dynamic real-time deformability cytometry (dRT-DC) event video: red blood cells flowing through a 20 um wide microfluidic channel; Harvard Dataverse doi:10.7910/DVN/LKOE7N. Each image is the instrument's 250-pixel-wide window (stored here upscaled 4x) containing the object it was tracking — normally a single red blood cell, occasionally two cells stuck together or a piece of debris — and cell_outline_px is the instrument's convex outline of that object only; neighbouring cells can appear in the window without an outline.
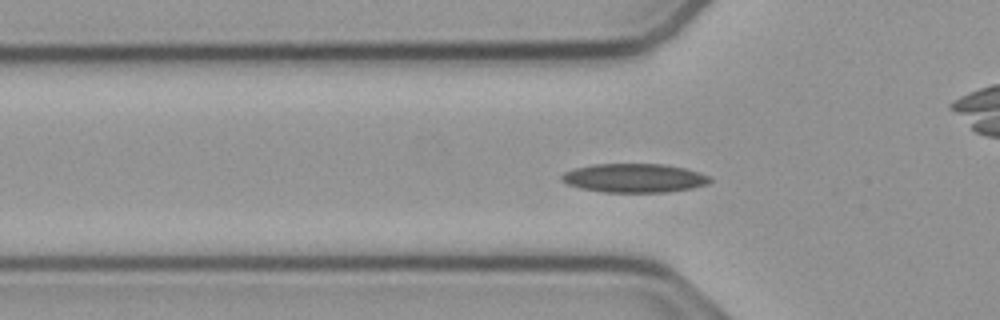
{"species": "common noctule bat (a hibernating species)", "species_latin": "Nyctalus noctula", "temperature_condition": "cold", "stored_images_in_passage": 54, "camera_frame_rate_fps": 3000, "um_per_image_px": 0.085, "animal": {"sex": "male", "body_mass_g": 23.1, "forearm_length_mm": 52.7}, "frame": {"image": 1, "passage_image": 16, "time_ms": 5.0, "image_size_px": [1000, 320], "cell_outline_px": [[712, 180], [708, 184], [692, 188], [668, 192], [604, 192], [580, 188], [568, 184], [560, 180], [560, 176], [564, 172], [572, 168], [592, 164], [664, 164], [684, 168], [708, 176]], "centroid_in_image_um": [53.86, 15.13], "position_along_channel_um": 71.9, "area_um2": 24.97}}
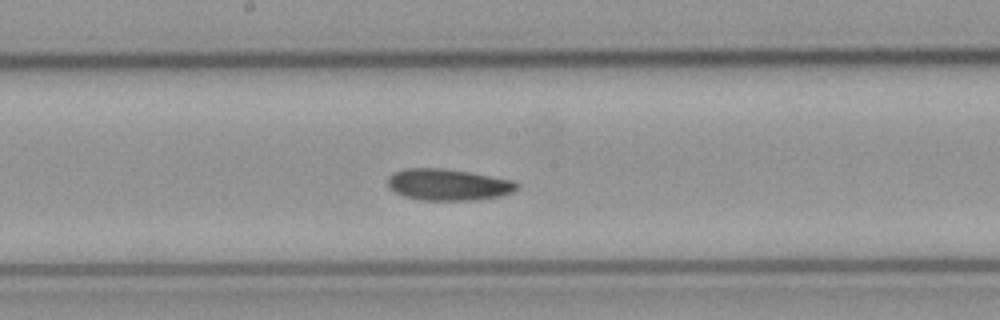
{"frame": {"image": 2, "passage_image": 27, "time_ms": 8.667, "image_size_px": [1000, 320], "cell_outline_px": [[520, 188], [512, 192], [500, 196], [472, 200], [420, 200], [404, 196], [388, 188], [388, 176], [392, 172], [404, 168], [444, 168], [468, 172], [512, 180], [520, 184]], "centroid_in_image_um": [38.07, 15.69], "position_along_channel_um": 210.1, "area_um2": 23.81}}
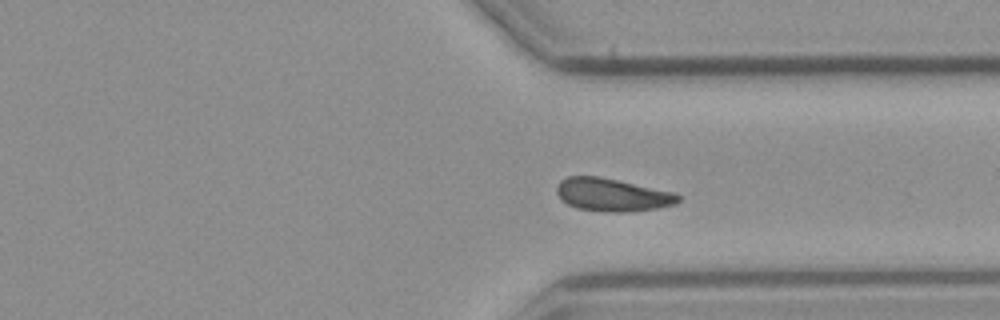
{"frame": {"image": 3, "passage_image": 39, "time_ms": 12.667, "image_size_px": [1000, 320], "cell_outline_px": [[680, 200], [676, 204], [656, 208], [628, 212], [608, 212], [576, 208], [560, 200], [556, 192], [556, 188], [560, 180], [568, 176], [600, 176], [676, 192], [680, 196]], "centroid_in_image_um": [52.04, 16.55], "position_along_channel_um": 359.4, "area_um2": 23.58}, "authors_computed_cell_mechanics": {"area_um2": 23.0622, "velocity_mm_per_s": 3.7437, "shape_relaxation_time_tau1_ms": 9.3699, "shape_relaxation_time_tau2_ms": 8.9944, "deformation_change_tau1": 0.1417, "deformation_change_tau2": 0.1555}}